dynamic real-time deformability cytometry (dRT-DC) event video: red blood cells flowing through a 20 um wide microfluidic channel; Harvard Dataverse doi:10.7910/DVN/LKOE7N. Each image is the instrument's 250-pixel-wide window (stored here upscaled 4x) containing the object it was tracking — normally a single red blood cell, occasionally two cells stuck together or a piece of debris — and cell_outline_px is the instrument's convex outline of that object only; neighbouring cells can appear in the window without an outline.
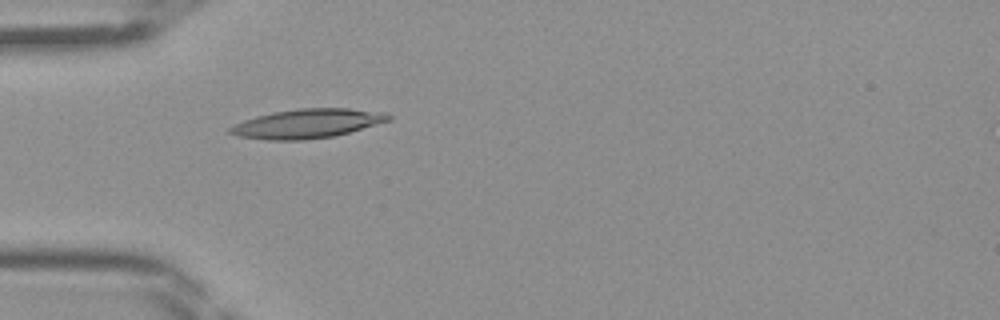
{"species": "Egyptian fruit bat (a non-hibernating species)", "species_latin": "Rousettus aegyptiacus", "temperature_condition": "room temperature", "stored_images_in_passage": 46, "camera_frame_rate_fps": 3000, "um_per_image_px": 0.085, "frame": {"image": 1, "passage_image": 14, "time_ms": 4.333, "image_size_px": [1000, 320], "cell_outline_px": [[392, 120], [348, 132], [332, 136], [304, 140], [268, 140], [240, 136], [228, 132], [228, 128], [244, 120], [256, 116], [272, 112], [300, 108], [348, 108], [384, 112], [392, 116]], "centroid_in_image_um": [26.13, 10.49], "position_along_channel_um": 58.9, "area_um2": 26.76}}
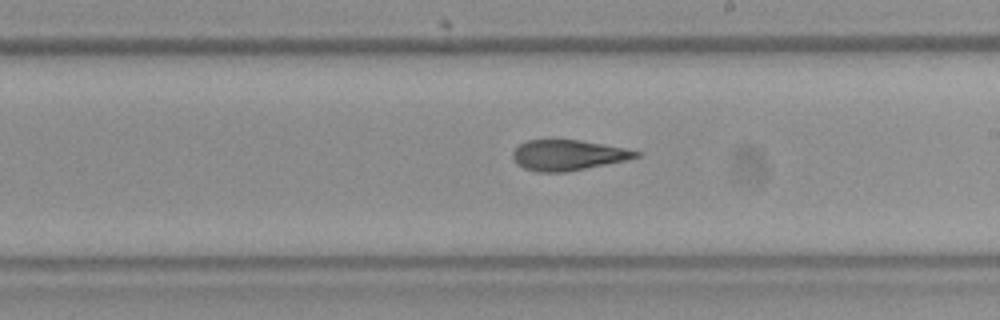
{"frame": {"image": 2, "passage_image": 27, "time_ms": 8.667, "image_size_px": [1000, 320], "cell_outline_px": [[640, 156], [628, 160], [564, 172], [536, 172], [524, 168], [516, 164], [512, 156], [512, 152], [520, 144], [528, 140], [580, 140], [624, 148], [640, 152]], "centroid_in_image_um": [48.26, 13.19], "position_along_channel_um": 240.7, "area_um2": 21.73}}
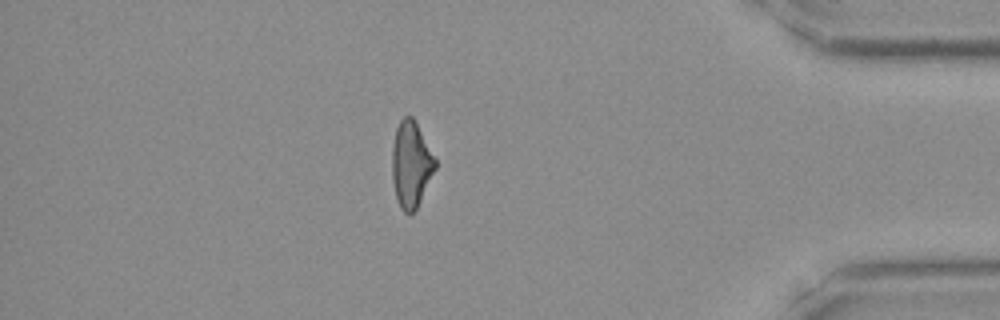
{"frame": {"image": 3, "passage_image": 40, "time_ms": 13.0, "image_size_px": [1000, 320], "cell_outline_px": [[436, 168], [416, 208], [408, 216], [400, 208], [396, 200], [392, 180], [392, 148], [396, 128], [400, 120], [404, 116], [412, 116], [436, 160]], "centroid_in_image_um": [34.91, 14.0], "position_along_channel_um": 400.3, "area_um2": 21.44}}